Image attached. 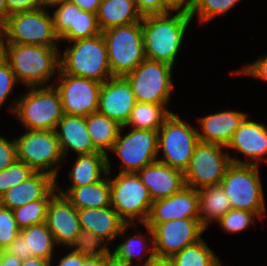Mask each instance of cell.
Masks as SVG:
<instances>
[{
    "instance_id": "23",
    "label": "cell",
    "mask_w": 267,
    "mask_h": 266,
    "mask_svg": "<svg viewBox=\"0 0 267 266\" xmlns=\"http://www.w3.org/2000/svg\"><path fill=\"white\" fill-rule=\"evenodd\" d=\"M226 148L235 149L251 159L246 164L258 165L260 159H264L267 154V127L246 117Z\"/></svg>"
},
{
    "instance_id": "50",
    "label": "cell",
    "mask_w": 267,
    "mask_h": 266,
    "mask_svg": "<svg viewBox=\"0 0 267 266\" xmlns=\"http://www.w3.org/2000/svg\"><path fill=\"white\" fill-rule=\"evenodd\" d=\"M22 260L6 250L0 251V266H21Z\"/></svg>"
},
{
    "instance_id": "41",
    "label": "cell",
    "mask_w": 267,
    "mask_h": 266,
    "mask_svg": "<svg viewBox=\"0 0 267 266\" xmlns=\"http://www.w3.org/2000/svg\"><path fill=\"white\" fill-rule=\"evenodd\" d=\"M17 82L16 76L9 64L2 58L0 60V107L6 101Z\"/></svg>"
},
{
    "instance_id": "13",
    "label": "cell",
    "mask_w": 267,
    "mask_h": 266,
    "mask_svg": "<svg viewBox=\"0 0 267 266\" xmlns=\"http://www.w3.org/2000/svg\"><path fill=\"white\" fill-rule=\"evenodd\" d=\"M143 225L152 229L155 255L162 258H171L188 245L196 243L206 231L200 223V218L174 219Z\"/></svg>"
},
{
    "instance_id": "45",
    "label": "cell",
    "mask_w": 267,
    "mask_h": 266,
    "mask_svg": "<svg viewBox=\"0 0 267 266\" xmlns=\"http://www.w3.org/2000/svg\"><path fill=\"white\" fill-rule=\"evenodd\" d=\"M9 14L31 11L44 6L43 0H5Z\"/></svg>"
},
{
    "instance_id": "55",
    "label": "cell",
    "mask_w": 267,
    "mask_h": 266,
    "mask_svg": "<svg viewBox=\"0 0 267 266\" xmlns=\"http://www.w3.org/2000/svg\"><path fill=\"white\" fill-rule=\"evenodd\" d=\"M10 17L5 0H0V25L3 26Z\"/></svg>"
},
{
    "instance_id": "22",
    "label": "cell",
    "mask_w": 267,
    "mask_h": 266,
    "mask_svg": "<svg viewBox=\"0 0 267 266\" xmlns=\"http://www.w3.org/2000/svg\"><path fill=\"white\" fill-rule=\"evenodd\" d=\"M80 227L92 231L107 244L117 236L125 235L126 229L133 224H127L112 206L105 208L77 209Z\"/></svg>"
},
{
    "instance_id": "11",
    "label": "cell",
    "mask_w": 267,
    "mask_h": 266,
    "mask_svg": "<svg viewBox=\"0 0 267 266\" xmlns=\"http://www.w3.org/2000/svg\"><path fill=\"white\" fill-rule=\"evenodd\" d=\"M198 143L197 129L172 112L158 130V153L163 151L158 161L185 172Z\"/></svg>"
},
{
    "instance_id": "10",
    "label": "cell",
    "mask_w": 267,
    "mask_h": 266,
    "mask_svg": "<svg viewBox=\"0 0 267 266\" xmlns=\"http://www.w3.org/2000/svg\"><path fill=\"white\" fill-rule=\"evenodd\" d=\"M17 160L26 163L35 172H45L57 178L63 153L55 130H27L17 139Z\"/></svg>"
},
{
    "instance_id": "51",
    "label": "cell",
    "mask_w": 267,
    "mask_h": 266,
    "mask_svg": "<svg viewBox=\"0 0 267 266\" xmlns=\"http://www.w3.org/2000/svg\"><path fill=\"white\" fill-rule=\"evenodd\" d=\"M103 266H131L126 261L119 259L111 251L103 256Z\"/></svg>"
},
{
    "instance_id": "12",
    "label": "cell",
    "mask_w": 267,
    "mask_h": 266,
    "mask_svg": "<svg viewBox=\"0 0 267 266\" xmlns=\"http://www.w3.org/2000/svg\"><path fill=\"white\" fill-rule=\"evenodd\" d=\"M173 66L144 59L133 71L124 77L130 83L136 102L163 104L170 101L174 87L171 74Z\"/></svg>"
},
{
    "instance_id": "49",
    "label": "cell",
    "mask_w": 267,
    "mask_h": 266,
    "mask_svg": "<svg viewBox=\"0 0 267 266\" xmlns=\"http://www.w3.org/2000/svg\"><path fill=\"white\" fill-rule=\"evenodd\" d=\"M102 0H70L71 3L77 5L81 10L97 13Z\"/></svg>"
},
{
    "instance_id": "15",
    "label": "cell",
    "mask_w": 267,
    "mask_h": 266,
    "mask_svg": "<svg viewBox=\"0 0 267 266\" xmlns=\"http://www.w3.org/2000/svg\"><path fill=\"white\" fill-rule=\"evenodd\" d=\"M58 90L64 114L88 116L98 112L99 93L102 83L84 77L59 72Z\"/></svg>"
},
{
    "instance_id": "17",
    "label": "cell",
    "mask_w": 267,
    "mask_h": 266,
    "mask_svg": "<svg viewBox=\"0 0 267 266\" xmlns=\"http://www.w3.org/2000/svg\"><path fill=\"white\" fill-rule=\"evenodd\" d=\"M136 103L130 83L124 76H113L102 83L98 112L124 126Z\"/></svg>"
},
{
    "instance_id": "40",
    "label": "cell",
    "mask_w": 267,
    "mask_h": 266,
    "mask_svg": "<svg viewBox=\"0 0 267 266\" xmlns=\"http://www.w3.org/2000/svg\"><path fill=\"white\" fill-rule=\"evenodd\" d=\"M19 233L13 210L0 204V251L7 249Z\"/></svg>"
},
{
    "instance_id": "52",
    "label": "cell",
    "mask_w": 267,
    "mask_h": 266,
    "mask_svg": "<svg viewBox=\"0 0 267 266\" xmlns=\"http://www.w3.org/2000/svg\"><path fill=\"white\" fill-rule=\"evenodd\" d=\"M52 260L40 257H28L22 260L21 266H52Z\"/></svg>"
},
{
    "instance_id": "25",
    "label": "cell",
    "mask_w": 267,
    "mask_h": 266,
    "mask_svg": "<svg viewBox=\"0 0 267 266\" xmlns=\"http://www.w3.org/2000/svg\"><path fill=\"white\" fill-rule=\"evenodd\" d=\"M55 132L64 158L68 150H73L77 155L98 152L92 144L85 116L64 114L58 121Z\"/></svg>"
},
{
    "instance_id": "3",
    "label": "cell",
    "mask_w": 267,
    "mask_h": 266,
    "mask_svg": "<svg viewBox=\"0 0 267 266\" xmlns=\"http://www.w3.org/2000/svg\"><path fill=\"white\" fill-rule=\"evenodd\" d=\"M72 47L59 55L60 70L68 75L92 79L100 83L112 78L106 42L102 33L71 41Z\"/></svg>"
},
{
    "instance_id": "1",
    "label": "cell",
    "mask_w": 267,
    "mask_h": 266,
    "mask_svg": "<svg viewBox=\"0 0 267 266\" xmlns=\"http://www.w3.org/2000/svg\"><path fill=\"white\" fill-rule=\"evenodd\" d=\"M146 15L142 19L145 58L174 66L192 17L185 12Z\"/></svg>"
},
{
    "instance_id": "6",
    "label": "cell",
    "mask_w": 267,
    "mask_h": 266,
    "mask_svg": "<svg viewBox=\"0 0 267 266\" xmlns=\"http://www.w3.org/2000/svg\"><path fill=\"white\" fill-rule=\"evenodd\" d=\"M232 209L265 213V200L258 165L232 163L220 181Z\"/></svg>"
},
{
    "instance_id": "33",
    "label": "cell",
    "mask_w": 267,
    "mask_h": 266,
    "mask_svg": "<svg viewBox=\"0 0 267 266\" xmlns=\"http://www.w3.org/2000/svg\"><path fill=\"white\" fill-rule=\"evenodd\" d=\"M175 266H220L221 262L203 238L171 257Z\"/></svg>"
},
{
    "instance_id": "21",
    "label": "cell",
    "mask_w": 267,
    "mask_h": 266,
    "mask_svg": "<svg viewBox=\"0 0 267 266\" xmlns=\"http://www.w3.org/2000/svg\"><path fill=\"white\" fill-rule=\"evenodd\" d=\"M153 201L167 198L185 186L184 172L156 161L136 172Z\"/></svg>"
},
{
    "instance_id": "8",
    "label": "cell",
    "mask_w": 267,
    "mask_h": 266,
    "mask_svg": "<svg viewBox=\"0 0 267 266\" xmlns=\"http://www.w3.org/2000/svg\"><path fill=\"white\" fill-rule=\"evenodd\" d=\"M225 146L199 142L193 151L189 165L184 172L187 187L200 189L205 186L219 185L232 163L246 164L223 152Z\"/></svg>"
},
{
    "instance_id": "48",
    "label": "cell",
    "mask_w": 267,
    "mask_h": 266,
    "mask_svg": "<svg viewBox=\"0 0 267 266\" xmlns=\"http://www.w3.org/2000/svg\"><path fill=\"white\" fill-rule=\"evenodd\" d=\"M82 263H83V255L71 251L66 256H63V258H61L58 266H82Z\"/></svg>"
},
{
    "instance_id": "20",
    "label": "cell",
    "mask_w": 267,
    "mask_h": 266,
    "mask_svg": "<svg viewBox=\"0 0 267 266\" xmlns=\"http://www.w3.org/2000/svg\"><path fill=\"white\" fill-rule=\"evenodd\" d=\"M56 178L45 172H35L27 180L14 186L0 197V204L11 210L56 194Z\"/></svg>"
},
{
    "instance_id": "28",
    "label": "cell",
    "mask_w": 267,
    "mask_h": 266,
    "mask_svg": "<svg viewBox=\"0 0 267 266\" xmlns=\"http://www.w3.org/2000/svg\"><path fill=\"white\" fill-rule=\"evenodd\" d=\"M108 155L102 152L92 154L77 155L73 168L69 171L72 185L69 187H80L96 183L104 175L110 172V162Z\"/></svg>"
},
{
    "instance_id": "27",
    "label": "cell",
    "mask_w": 267,
    "mask_h": 266,
    "mask_svg": "<svg viewBox=\"0 0 267 266\" xmlns=\"http://www.w3.org/2000/svg\"><path fill=\"white\" fill-rule=\"evenodd\" d=\"M102 31L142 21L136 0H102L96 13Z\"/></svg>"
},
{
    "instance_id": "46",
    "label": "cell",
    "mask_w": 267,
    "mask_h": 266,
    "mask_svg": "<svg viewBox=\"0 0 267 266\" xmlns=\"http://www.w3.org/2000/svg\"><path fill=\"white\" fill-rule=\"evenodd\" d=\"M198 0H165L167 8L171 12H185L191 14Z\"/></svg>"
},
{
    "instance_id": "9",
    "label": "cell",
    "mask_w": 267,
    "mask_h": 266,
    "mask_svg": "<svg viewBox=\"0 0 267 266\" xmlns=\"http://www.w3.org/2000/svg\"><path fill=\"white\" fill-rule=\"evenodd\" d=\"M111 184V206L127 223L134 224L135 218L144 224L150 214L153 200L148 188L136 172H119Z\"/></svg>"
},
{
    "instance_id": "32",
    "label": "cell",
    "mask_w": 267,
    "mask_h": 266,
    "mask_svg": "<svg viewBox=\"0 0 267 266\" xmlns=\"http://www.w3.org/2000/svg\"><path fill=\"white\" fill-rule=\"evenodd\" d=\"M20 234L25 240L26 258L35 256L52 260L56 243L45 222L24 228Z\"/></svg>"
},
{
    "instance_id": "34",
    "label": "cell",
    "mask_w": 267,
    "mask_h": 266,
    "mask_svg": "<svg viewBox=\"0 0 267 266\" xmlns=\"http://www.w3.org/2000/svg\"><path fill=\"white\" fill-rule=\"evenodd\" d=\"M51 199H40L13 210L15 221L20 230L31 225L46 222L47 207Z\"/></svg>"
},
{
    "instance_id": "35",
    "label": "cell",
    "mask_w": 267,
    "mask_h": 266,
    "mask_svg": "<svg viewBox=\"0 0 267 266\" xmlns=\"http://www.w3.org/2000/svg\"><path fill=\"white\" fill-rule=\"evenodd\" d=\"M107 245L104 240L92 231L81 228L69 248L71 247L73 252L80 253L83 256H104L110 251Z\"/></svg>"
},
{
    "instance_id": "42",
    "label": "cell",
    "mask_w": 267,
    "mask_h": 266,
    "mask_svg": "<svg viewBox=\"0 0 267 266\" xmlns=\"http://www.w3.org/2000/svg\"><path fill=\"white\" fill-rule=\"evenodd\" d=\"M17 161V148L15 139L8 141L0 136V171L6 169Z\"/></svg>"
},
{
    "instance_id": "19",
    "label": "cell",
    "mask_w": 267,
    "mask_h": 266,
    "mask_svg": "<svg viewBox=\"0 0 267 266\" xmlns=\"http://www.w3.org/2000/svg\"><path fill=\"white\" fill-rule=\"evenodd\" d=\"M187 218H199V195L197 189L185 186L170 197L153 201L145 223H164Z\"/></svg>"
},
{
    "instance_id": "5",
    "label": "cell",
    "mask_w": 267,
    "mask_h": 266,
    "mask_svg": "<svg viewBox=\"0 0 267 266\" xmlns=\"http://www.w3.org/2000/svg\"><path fill=\"white\" fill-rule=\"evenodd\" d=\"M101 33L106 42L112 76H125L145 59L142 21L112 27Z\"/></svg>"
},
{
    "instance_id": "14",
    "label": "cell",
    "mask_w": 267,
    "mask_h": 266,
    "mask_svg": "<svg viewBox=\"0 0 267 266\" xmlns=\"http://www.w3.org/2000/svg\"><path fill=\"white\" fill-rule=\"evenodd\" d=\"M111 151L121 158L120 172H137L158 161V131L132 128L122 136L120 130Z\"/></svg>"
},
{
    "instance_id": "24",
    "label": "cell",
    "mask_w": 267,
    "mask_h": 266,
    "mask_svg": "<svg viewBox=\"0 0 267 266\" xmlns=\"http://www.w3.org/2000/svg\"><path fill=\"white\" fill-rule=\"evenodd\" d=\"M247 117V114L236 111H223L209 114L198 119L201 131L199 142L227 146L235 131Z\"/></svg>"
},
{
    "instance_id": "53",
    "label": "cell",
    "mask_w": 267,
    "mask_h": 266,
    "mask_svg": "<svg viewBox=\"0 0 267 266\" xmlns=\"http://www.w3.org/2000/svg\"><path fill=\"white\" fill-rule=\"evenodd\" d=\"M82 266H103V256H83Z\"/></svg>"
},
{
    "instance_id": "58",
    "label": "cell",
    "mask_w": 267,
    "mask_h": 266,
    "mask_svg": "<svg viewBox=\"0 0 267 266\" xmlns=\"http://www.w3.org/2000/svg\"><path fill=\"white\" fill-rule=\"evenodd\" d=\"M155 252H154V247H152L150 255L148 256V258H146L147 260L144 262L143 265H137V266H149L148 263L153 260V258L155 257ZM132 266H136V265H132Z\"/></svg>"
},
{
    "instance_id": "7",
    "label": "cell",
    "mask_w": 267,
    "mask_h": 266,
    "mask_svg": "<svg viewBox=\"0 0 267 266\" xmlns=\"http://www.w3.org/2000/svg\"><path fill=\"white\" fill-rule=\"evenodd\" d=\"M40 7L35 10L10 15L3 25L4 43L57 46V36L53 17Z\"/></svg>"
},
{
    "instance_id": "31",
    "label": "cell",
    "mask_w": 267,
    "mask_h": 266,
    "mask_svg": "<svg viewBox=\"0 0 267 266\" xmlns=\"http://www.w3.org/2000/svg\"><path fill=\"white\" fill-rule=\"evenodd\" d=\"M163 104L136 102L127 123L134 129L159 130L165 120L172 114Z\"/></svg>"
},
{
    "instance_id": "37",
    "label": "cell",
    "mask_w": 267,
    "mask_h": 266,
    "mask_svg": "<svg viewBox=\"0 0 267 266\" xmlns=\"http://www.w3.org/2000/svg\"><path fill=\"white\" fill-rule=\"evenodd\" d=\"M34 173L35 171L26 163L18 160L0 171V197L14 186L27 180Z\"/></svg>"
},
{
    "instance_id": "2",
    "label": "cell",
    "mask_w": 267,
    "mask_h": 266,
    "mask_svg": "<svg viewBox=\"0 0 267 266\" xmlns=\"http://www.w3.org/2000/svg\"><path fill=\"white\" fill-rule=\"evenodd\" d=\"M59 51L57 46L4 43L3 59L17 81L28 87H42L60 70Z\"/></svg>"
},
{
    "instance_id": "16",
    "label": "cell",
    "mask_w": 267,
    "mask_h": 266,
    "mask_svg": "<svg viewBox=\"0 0 267 266\" xmlns=\"http://www.w3.org/2000/svg\"><path fill=\"white\" fill-rule=\"evenodd\" d=\"M54 29L60 41L90 38L101 33L96 13L81 10L71 2H61L53 7Z\"/></svg>"
},
{
    "instance_id": "18",
    "label": "cell",
    "mask_w": 267,
    "mask_h": 266,
    "mask_svg": "<svg viewBox=\"0 0 267 266\" xmlns=\"http://www.w3.org/2000/svg\"><path fill=\"white\" fill-rule=\"evenodd\" d=\"M57 245L70 246L80 232L77 209L59 193L50 200L46 222Z\"/></svg>"
},
{
    "instance_id": "47",
    "label": "cell",
    "mask_w": 267,
    "mask_h": 266,
    "mask_svg": "<svg viewBox=\"0 0 267 266\" xmlns=\"http://www.w3.org/2000/svg\"><path fill=\"white\" fill-rule=\"evenodd\" d=\"M8 253L20 258L21 260L26 259V247L24 237L19 233L15 240L5 249Z\"/></svg>"
},
{
    "instance_id": "36",
    "label": "cell",
    "mask_w": 267,
    "mask_h": 266,
    "mask_svg": "<svg viewBox=\"0 0 267 266\" xmlns=\"http://www.w3.org/2000/svg\"><path fill=\"white\" fill-rule=\"evenodd\" d=\"M145 227H146V229H147V231L150 233V235L152 236V237H149V239H150V242L151 243H148L147 242V238L146 239H144L145 238V236L144 235H138V234H136V235H133V236H129V237H127V238H124V240H125V242H121L118 246H116V248L114 249V251L112 252L115 256H117L119 259H122V260H124V261H126L128 264H130L131 266L132 265H134V264H132L133 262V258L135 257V258H137V259H142L139 255H137L138 253H136V248L137 247H141L143 250H144V252H146V254H147V252H149L148 250H150V249H147V247H145L147 244L148 245H152V247H154V243H153V232H152V229L149 227V226H146L145 225ZM152 238V239H151ZM146 241V242H145ZM146 244H145V243ZM141 245V246H140ZM143 245H145V246H143ZM144 247V248H143ZM140 248V249H141ZM136 249V250H135ZM142 250V251H143ZM138 252H140L141 253V251H138ZM136 253V254H135ZM139 257V258H138Z\"/></svg>"
},
{
    "instance_id": "44",
    "label": "cell",
    "mask_w": 267,
    "mask_h": 266,
    "mask_svg": "<svg viewBox=\"0 0 267 266\" xmlns=\"http://www.w3.org/2000/svg\"><path fill=\"white\" fill-rule=\"evenodd\" d=\"M239 73L267 81V55L260 57L254 63L245 64L240 71H235V74Z\"/></svg>"
},
{
    "instance_id": "29",
    "label": "cell",
    "mask_w": 267,
    "mask_h": 266,
    "mask_svg": "<svg viewBox=\"0 0 267 266\" xmlns=\"http://www.w3.org/2000/svg\"><path fill=\"white\" fill-rule=\"evenodd\" d=\"M199 195V218L201 225L206 229L213 220L218 221L232 209L230 201L219 185L205 186L197 190Z\"/></svg>"
},
{
    "instance_id": "56",
    "label": "cell",
    "mask_w": 267,
    "mask_h": 266,
    "mask_svg": "<svg viewBox=\"0 0 267 266\" xmlns=\"http://www.w3.org/2000/svg\"><path fill=\"white\" fill-rule=\"evenodd\" d=\"M3 45H4V29L0 25V60L3 58Z\"/></svg>"
},
{
    "instance_id": "39",
    "label": "cell",
    "mask_w": 267,
    "mask_h": 266,
    "mask_svg": "<svg viewBox=\"0 0 267 266\" xmlns=\"http://www.w3.org/2000/svg\"><path fill=\"white\" fill-rule=\"evenodd\" d=\"M259 216L247 210L231 209L223 215L217 222L225 232L239 233L245 230L251 223L255 222V218Z\"/></svg>"
},
{
    "instance_id": "4",
    "label": "cell",
    "mask_w": 267,
    "mask_h": 266,
    "mask_svg": "<svg viewBox=\"0 0 267 266\" xmlns=\"http://www.w3.org/2000/svg\"><path fill=\"white\" fill-rule=\"evenodd\" d=\"M45 86L29 87L28 93L9 106L8 110L23 122L26 130H55L64 116L61 97L55 85Z\"/></svg>"
},
{
    "instance_id": "38",
    "label": "cell",
    "mask_w": 267,
    "mask_h": 266,
    "mask_svg": "<svg viewBox=\"0 0 267 266\" xmlns=\"http://www.w3.org/2000/svg\"><path fill=\"white\" fill-rule=\"evenodd\" d=\"M238 1L241 0H198L190 16L193 19L195 15H198L199 21L204 23L217 15L228 12Z\"/></svg>"
},
{
    "instance_id": "54",
    "label": "cell",
    "mask_w": 267,
    "mask_h": 266,
    "mask_svg": "<svg viewBox=\"0 0 267 266\" xmlns=\"http://www.w3.org/2000/svg\"><path fill=\"white\" fill-rule=\"evenodd\" d=\"M149 266H175L171 258H162L155 256L153 260L148 263Z\"/></svg>"
},
{
    "instance_id": "26",
    "label": "cell",
    "mask_w": 267,
    "mask_h": 266,
    "mask_svg": "<svg viewBox=\"0 0 267 266\" xmlns=\"http://www.w3.org/2000/svg\"><path fill=\"white\" fill-rule=\"evenodd\" d=\"M109 172L105 174V179L80 187H69L66 192L62 191L57 185L58 193L76 208H105L111 206V184ZM108 177V178H107Z\"/></svg>"
},
{
    "instance_id": "43",
    "label": "cell",
    "mask_w": 267,
    "mask_h": 266,
    "mask_svg": "<svg viewBox=\"0 0 267 266\" xmlns=\"http://www.w3.org/2000/svg\"><path fill=\"white\" fill-rule=\"evenodd\" d=\"M138 11L142 16L166 14L171 12L165 0H136Z\"/></svg>"
},
{
    "instance_id": "57",
    "label": "cell",
    "mask_w": 267,
    "mask_h": 266,
    "mask_svg": "<svg viewBox=\"0 0 267 266\" xmlns=\"http://www.w3.org/2000/svg\"><path fill=\"white\" fill-rule=\"evenodd\" d=\"M44 1V6L48 7L49 5L52 7L58 3H61V2H70V0H43Z\"/></svg>"
},
{
    "instance_id": "30",
    "label": "cell",
    "mask_w": 267,
    "mask_h": 266,
    "mask_svg": "<svg viewBox=\"0 0 267 266\" xmlns=\"http://www.w3.org/2000/svg\"><path fill=\"white\" fill-rule=\"evenodd\" d=\"M86 124L94 148L104 154H107L106 150L113 148L120 130L124 128L117 121L99 112L86 116Z\"/></svg>"
}]
</instances>
